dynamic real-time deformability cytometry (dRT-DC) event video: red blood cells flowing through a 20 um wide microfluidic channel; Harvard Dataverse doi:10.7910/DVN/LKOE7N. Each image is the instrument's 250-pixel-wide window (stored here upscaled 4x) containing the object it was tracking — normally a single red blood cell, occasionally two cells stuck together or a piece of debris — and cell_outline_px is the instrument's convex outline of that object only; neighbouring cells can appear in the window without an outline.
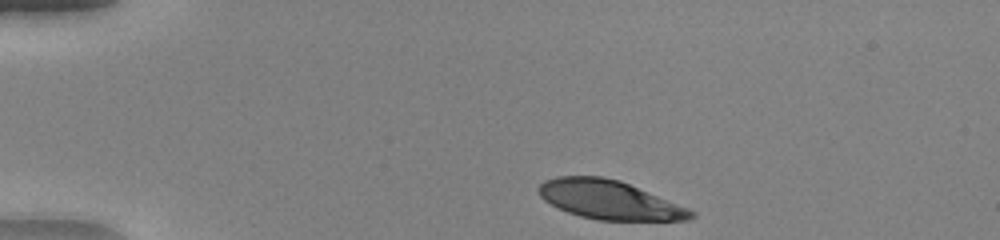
{"species": "human", "species_latin": "Homo sapiens", "temperature_condition": "warm", "stored_images_in_passage": 42, "camera_frame_rate_fps": 3000, "um_per_image_px": 0.085, "donor": {"sex": "female"}, "frame": {"image": 1, "passage_image": 1, "time_ms": 0.0, "image_size_px": [1000, 240], "cell_outline_px": [[696, 216], [692, 220], [596, 220], [580, 216], [568, 212], [544, 200], [540, 196], [536, 188], [544, 180], [560, 176], [600, 176], [620, 180], [688, 208], [696, 212]], "centroid_in_image_um": [51.8, 16.99], "position_along_channel_um": 33.2, "area_um2": 34.39}}
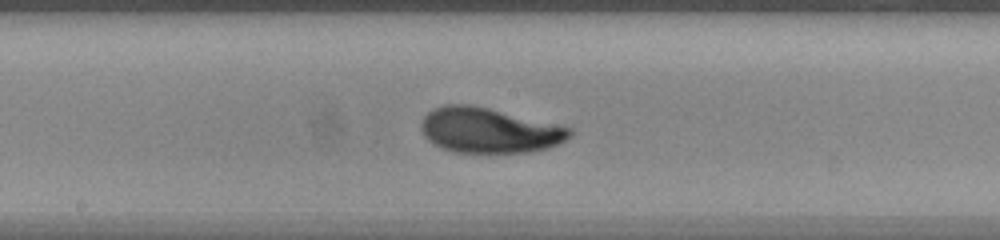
{"frame": {"image": 2, "passage_image": 19, "time_ms": 6.0, "image_size_px": [1000, 240], "cell_outline_px": [[572, 136], [560, 144], [548, 148], [528, 152], [452, 152], [440, 148], [432, 144], [424, 136], [420, 128], [420, 120], [432, 108], [444, 104], [468, 104], [488, 108], [572, 128]], "centroid_in_image_um": [41.52, 11.08], "position_along_channel_um": 206.7, "area_um2": 39.25}}
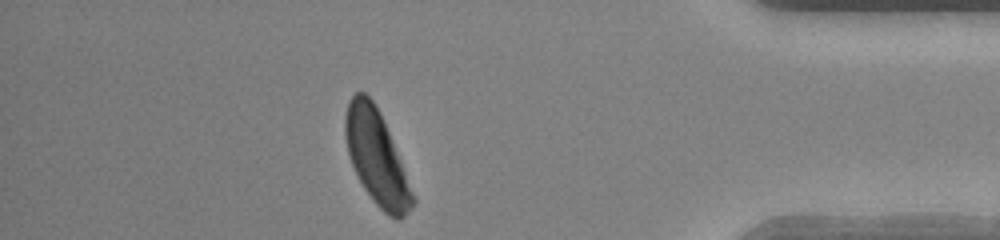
{"frame": {"image": 3, "passage_image": 36, "time_ms": 11.667, "image_size_px": [1000, 240], "cell_outline_px": [[416, 204], [400, 220], [396, 220], [388, 216], [372, 200], [364, 188], [352, 164], [348, 152], [344, 136], [344, 116], [348, 100], [356, 92], [364, 92], [372, 100], [380, 112], [416, 196]], "centroid_in_image_um": [32.02, 13.41], "position_along_channel_um": 403.2, "area_um2": 36.99}, "authors_computed_cell_mechanics": {"area_um2": 36.992, "velocity_mm_per_s": 4.0431, "shape_relaxation_time_tau1_ms": 2.8997, "shape_relaxation_time_tau2_ms": 1.8954, "deformation_change_tau1": 0.1767, "deformation_change_tau2": 0.0748}}